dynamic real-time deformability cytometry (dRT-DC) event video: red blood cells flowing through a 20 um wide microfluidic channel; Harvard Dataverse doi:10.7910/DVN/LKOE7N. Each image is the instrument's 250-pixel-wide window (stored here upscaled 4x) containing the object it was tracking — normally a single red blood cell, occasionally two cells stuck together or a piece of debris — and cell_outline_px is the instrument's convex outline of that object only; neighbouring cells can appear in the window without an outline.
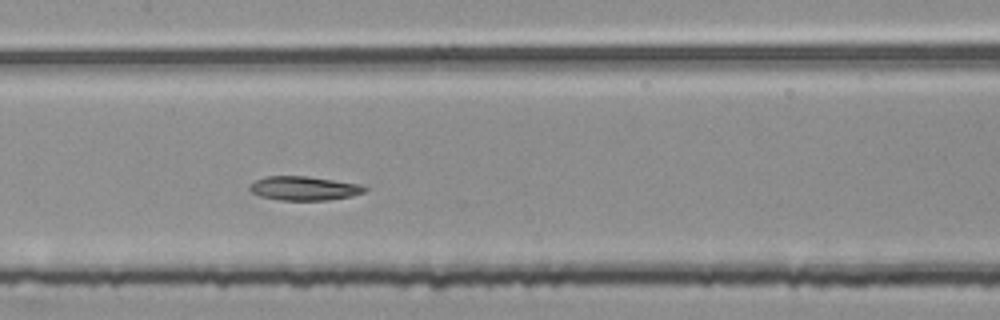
{"species": "common noctule bat (a hibernating species)", "species_latin": "Nyctalus noctula", "temperature_condition": "room temperature", "stored_images_in_passage": 48, "segment_of_instrument_passage": [2, 2], "camera_frame_rate_fps": 3000, "um_per_image_px": 0.085, "animal": {"sex": "female", "body_mass_g": 25.1}, "frame": {"image": 1, "passage_image": 23, "time_ms": 7.333, "image_size_px": [1000, 320], "cell_outline_px": [[368, 188], [364, 192], [352, 196], [328, 200], [280, 200], [260, 196], [252, 192], [248, 188], [256, 180], [268, 176], [308, 176], [360, 184]], "centroid_in_image_um": [25.87, 16.01], "position_along_channel_um": 181.5, "area_um2": 16.01}}
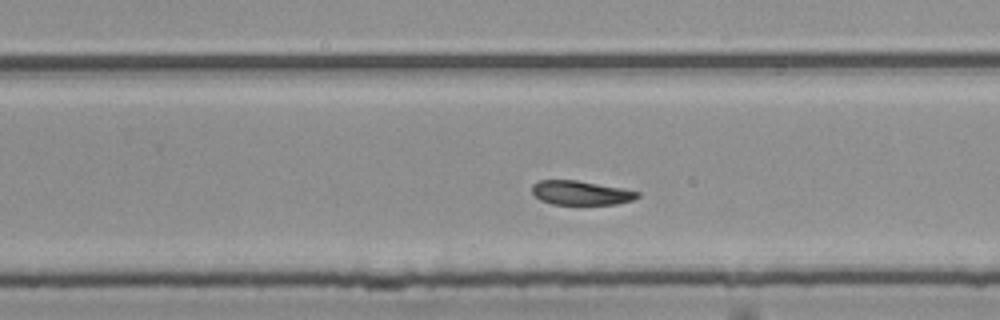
{"frame": {"image": 2, "passage_image": 31, "time_ms": 10.0, "image_size_px": [1000, 320], "cell_outline_px": [[640, 196], [632, 200], [616, 204], [552, 204], [540, 200], [532, 192], [532, 184], [540, 180], [576, 180], [620, 188], [640, 192]], "centroid_in_image_um": [49.35, 16.39], "position_along_channel_um": 280.4, "area_um2": 14.68}}
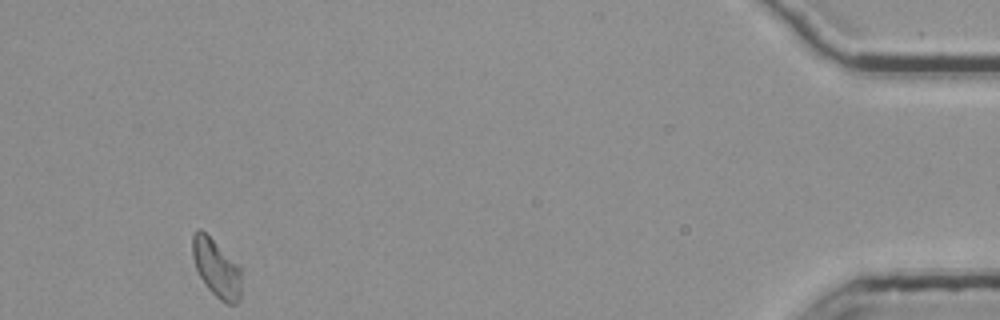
{"frame": {"image": 3, "passage_image": 48, "time_ms": 15.667, "image_size_px": [1000, 320], "cell_outline_px": [[240, 300], [236, 304], [228, 304], [220, 300], [204, 284], [196, 268], [192, 256], [192, 236], [200, 228], [240, 264]], "centroid_in_image_um": [18.4, 22.79], "position_along_channel_um": 416.8, "area_um2": 16.53}}